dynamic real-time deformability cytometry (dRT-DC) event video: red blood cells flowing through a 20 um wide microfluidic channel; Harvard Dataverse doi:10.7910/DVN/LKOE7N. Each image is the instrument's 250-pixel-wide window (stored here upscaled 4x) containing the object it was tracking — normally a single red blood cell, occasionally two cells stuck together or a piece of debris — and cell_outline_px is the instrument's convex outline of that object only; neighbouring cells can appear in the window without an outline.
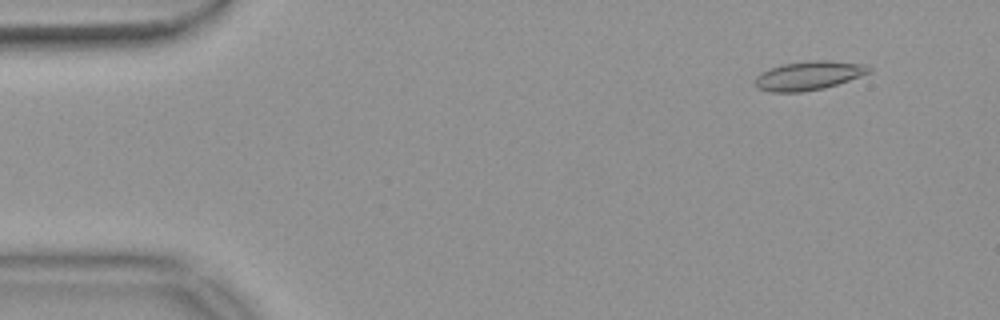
{"species": "common noctule bat (a hibernating species)", "species_latin": "Nyctalus noctula", "temperature_condition": "warm", "stored_images_in_passage": 54, "camera_frame_rate_fps": 3000, "um_per_image_px": 0.085, "animal": {"sex": "female", "body_mass_g": 18.4}, "frame": {"image": 1, "passage_image": 5, "time_ms": 1.333, "image_size_px": [1000, 320], "cell_outline_px": [[872, 72], [824, 88], [800, 92], [768, 92], [756, 88], [752, 80], [760, 72], [768, 68], [780, 64], [808, 60], [832, 60], [868, 64], [872, 68]], "centroid_in_image_um": [68.7, 6.41], "position_along_channel_um": 16.3, "area_um2": 19.71}}
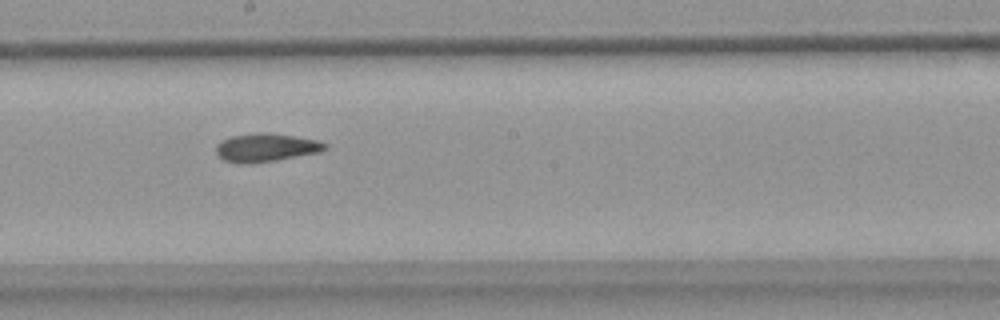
{"frame": {"image": 2, "passage_image": 30, "time_ms": 9.667, "image_size_px": [1000, 320], "cell_outline_px": [[328, 148], [320, 152], [272, 160], [224, 160], [216, 152], [216, 144], [232, 136], [256, 132], [272, 132], [320, 140], [328, 144]], "centroid_in_image_um": [22.72, 12.46], "position_along_channel_um": 225.5, "area_um2": 17.22}}
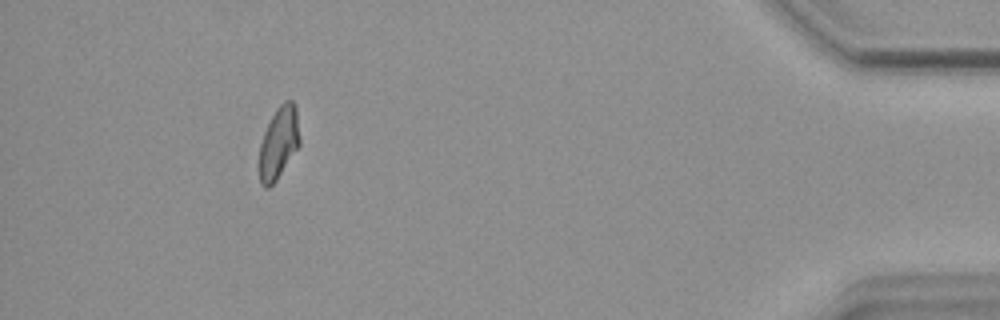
{"frame": {"image": 3, "passage_image": 50, "time_ms": 16.333, "image_size_px": [1000, 320], "cell_outline_px": [[300, 144], [276, 180], [268, 188], [264, 188], [260, 184], [260, 144], [264, 132], [276, 108], [284, 100], [292, 100], [296, 108], [300, 136]], "centroid_in_image_um": [23.7, 12.12], "position_along_channel_um": 411.5, "area_um2": 16.82}, "authors_computed_cell_mechanics": {"area_um2": 17.6579, "velocity_mm_per_s": 3.7184, "shape_relaxation_time_tau1_ms": null, "shape_relaxation_time_tau2_ms": 3.0055, "deformation_change_tau1": null, "deformation_change_tau2": 0.0858}}